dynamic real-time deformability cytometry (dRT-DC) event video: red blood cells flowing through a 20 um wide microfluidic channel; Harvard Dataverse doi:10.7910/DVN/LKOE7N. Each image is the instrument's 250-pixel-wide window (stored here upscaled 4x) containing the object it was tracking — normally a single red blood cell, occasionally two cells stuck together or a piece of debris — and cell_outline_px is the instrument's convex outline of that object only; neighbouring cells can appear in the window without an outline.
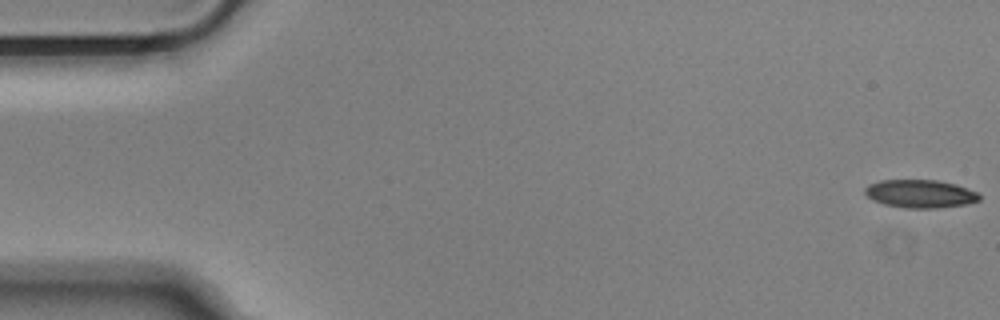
{"species": "Egyptian fruit bat (a non-hibernating species)", "species_latin": "Rousettus aegyptiacus", "temperature_condition": "cold", "stored_images_in_passage": 55, "camera_frame_rate_fps": 3000, "um_per_image_px": 0.085, "animal": {"sex": "male"}, "frame": {"image": 1, "passage_image": 1, "time_ms": 0.0, "image_size_px": [1000, 320], "cell_outline_px": [[980, 200], [964, 204], [936, 208], [904, 208], [884, 204], [868, 196], [864, 192], [864, 188], [868, 184], [880, 180], [936, 180], [956, 184], [976, 192], [980, 196]], "centroid_in_image_um": [78.2, 16.46], "position_along_channel_um": 6.8, "area_um2": 18.55}}
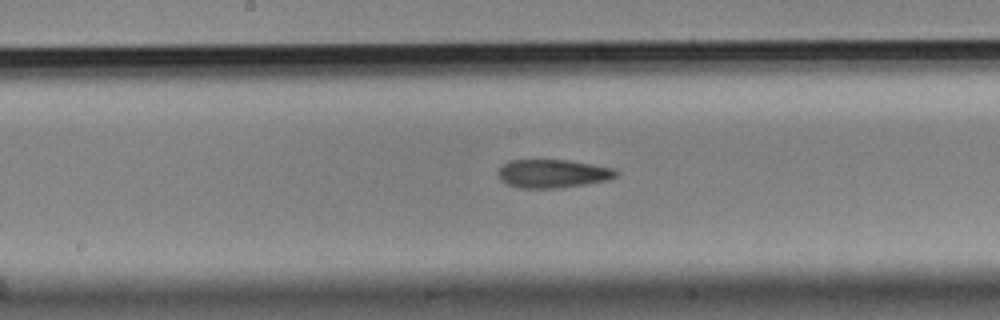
{"frame": {"image": 2, "passage_image": 28, "time_ms": 9.0, "image_size_px": [1000, 320], "cell_outline_px": [[620, 172], [616, 176], [608, 180], [560, 188], [520, 188], [508, 184], [500, 180], [496, 176], [496, 172], [508, 160], [568, 160], [616, 168]], "centroid_in_image_um": [46.98, 14.75], "position_along_channel_um": 201.2, "area_um2": 19.71}}
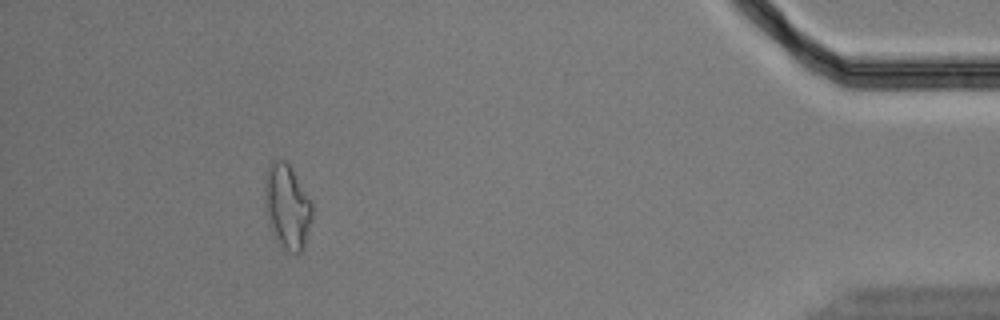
{"frame": {"image": 3, "passage_image": 50, "time_ms": 16.333, "image_size_px": [1000, 320], "cell_outline_px": [[312, 216], [304, 248], [296, 256], [288, 252], [284, 248], [276, 236], [268, 216], [264, 200], [264, 184], [268, 164], [272, 160], [288, 160], [312, 200]], "centroid_in_image_um": [24.44, 17.48], "position_along_channel_um": 410.8, "area_um2": 23.52}, "authors_computed_cell_mechanics": {"area_um2": 19.7098, "velocity_mm_per_s": 3.6676, "shape_relaxation_time_tau1_ms": 11.1626, "shape_relaxation_time_tau2_ms": 2.3355, "deformation_change_tau1": 0.2371, "deformation_change_tau2": 0.1006}}